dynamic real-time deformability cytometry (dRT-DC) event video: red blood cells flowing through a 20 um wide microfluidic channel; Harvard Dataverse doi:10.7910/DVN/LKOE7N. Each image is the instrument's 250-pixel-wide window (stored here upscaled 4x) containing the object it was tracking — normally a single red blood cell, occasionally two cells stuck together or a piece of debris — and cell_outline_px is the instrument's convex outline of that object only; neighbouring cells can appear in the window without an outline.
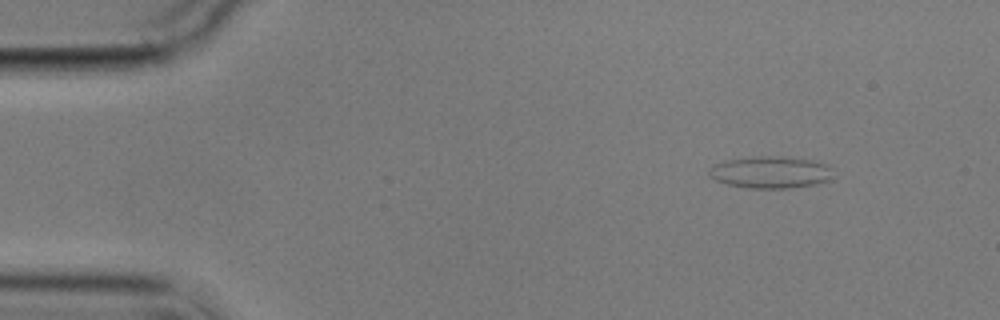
{"species": "common noctule bat (a hibernating species)", "species_latin": "Nyctalus noctula", "temperature_condition": "cold", "stored_images_in_passage": 3, "camera_frame_rate_fps": 3000, "um_per_image_px": 0.085, "animal": {"sex": "male", "body_mass_g": 17.9}, "frame": {"image": 1, "passage_image": 1, "time_ms": 0.0, "image_size_px": [1000, 320], "cell_outline_px": [[836, 176], [832, 180], [816, 184], [788, 188], [748, 188], [728, 184], [716, 180], [708, 176], [708, 172], [716, 164], [728, 160], [760, 156], [768, 156], [808, 160], [824, 164], [832, 168]], "centroid_in_image_um": [65.55, 14.67], "position_along_channel_um": 19.4, "area_um2": 22.83}}